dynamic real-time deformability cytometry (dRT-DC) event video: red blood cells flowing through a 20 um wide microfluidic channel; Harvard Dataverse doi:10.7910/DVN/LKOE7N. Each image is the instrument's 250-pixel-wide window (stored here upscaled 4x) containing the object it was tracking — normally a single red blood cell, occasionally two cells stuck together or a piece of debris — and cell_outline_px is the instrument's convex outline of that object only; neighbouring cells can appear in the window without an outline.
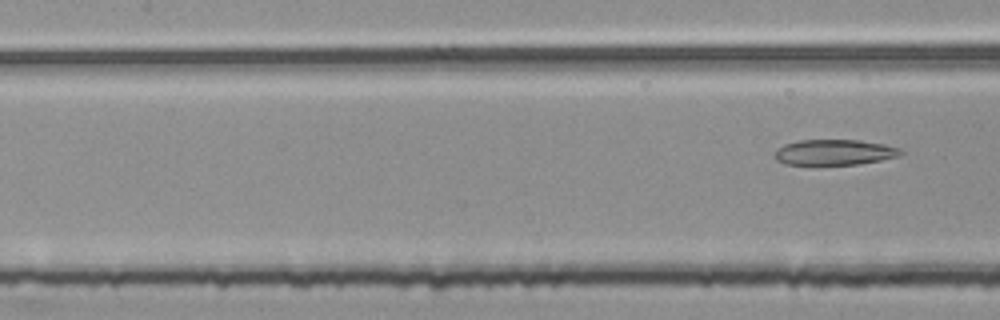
{"species": "common noctule bat (a hibernating species)", "species_latin": "Nyctalus noctula", "temperature_condition": "room temperature", "stored_images_in_passage": 7, "segment_of_instrument_passage": [2, 2], "camera_frame_rate_fps": 3000, "um_per_image_px": 0.085, "animal": {"sex": "female", "body_mass_g": 25.1}, "frame": {"image": 1, "passage_image": 7, "time_ms": 2.0, "image_size_px": [1000, 320], "cell_outline_px": [[904, 152], [900, 156], [860, 164], [784, 164], [776, 160], [776, 152], [784, 144], [800, 140], [860, 140], [884, 144], [900, 148]], "centroid_in_image_um": [70.98, 12.94], "position_along_channel_um": 136.4, "area_um2": 18.61}}